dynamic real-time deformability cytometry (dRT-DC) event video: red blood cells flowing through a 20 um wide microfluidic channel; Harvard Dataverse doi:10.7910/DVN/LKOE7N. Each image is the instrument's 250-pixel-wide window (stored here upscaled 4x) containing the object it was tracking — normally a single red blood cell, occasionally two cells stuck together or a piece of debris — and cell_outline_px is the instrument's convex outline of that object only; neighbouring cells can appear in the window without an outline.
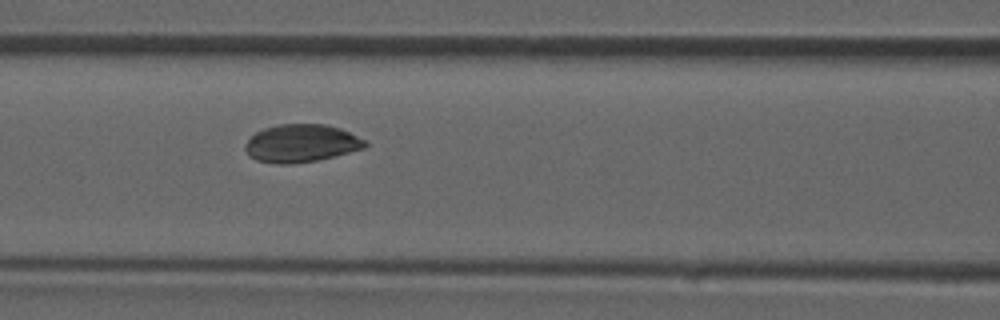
{"species": "common noctule bat (a hibernating species)", "species_latin": "Nyctalus noctula", "temperature_condition": "room temperature", "stored_images_in_passage": 46, "camera_frame_rate_fps": 3000, "um_per_image_px": 0.085, "animal": {"sex": "male", "forearm_length_mm": 52.5}, "frame": {"image": 1, "passage_image": 20, "time_ms": 6.333, "image_size_px": [1000, 320], "cell_outline_px": [[368, 144], [364, 148], [336, 156], [316, 160], [292, 164], [276, 164], [256, 160], [244, 148], [244, 144], [256, 132], [264, 128], [276, 124], [324, 124], [340, 128], [368, 140]], "centroid_in_image_um": [25.64, 12.17], "position_along_channel_um": 141.0, "area_um2": 26.53}}